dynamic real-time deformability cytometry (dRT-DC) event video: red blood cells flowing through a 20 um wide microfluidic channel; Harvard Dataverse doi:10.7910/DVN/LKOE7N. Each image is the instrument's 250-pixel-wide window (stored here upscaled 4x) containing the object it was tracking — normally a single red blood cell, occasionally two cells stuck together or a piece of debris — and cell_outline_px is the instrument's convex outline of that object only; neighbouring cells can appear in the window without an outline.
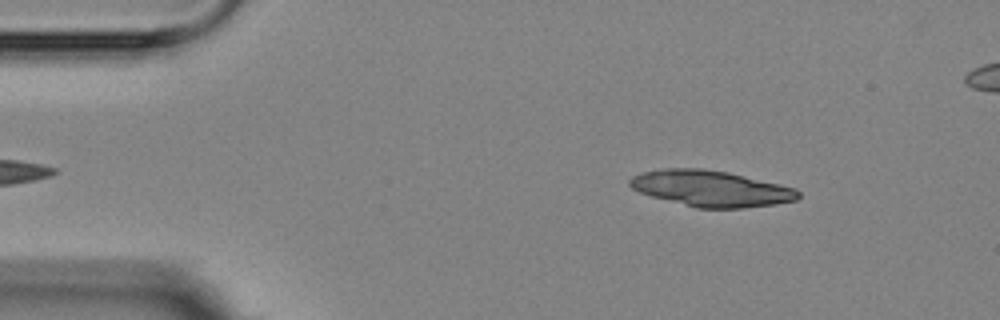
{"species": "Egyptian fruit bat (a non-hibernating species)", "species_latin": "Rousettus aegyptiacus", "temperature_condition": "room temperature", "stored_images_in_passage": 3, "camera_frame_rate_fps": 3000, "um_per_image_px": 0.085, "animal": {"sex": "female"}, "frame": {"image": 1, "passage_image": 1, "time_ms": 0.0, "image_size_px": [1000, 320], "cell_outline_px": [[800, 196], [796, 200], [776, 204], [744, 208], [696, 208], [652, 196], [640, 192], [632, 188], [628, 184], [628, 180], [632, 176], [644, 172], [664, 168], [704, 168], [728, 172], [780, 184], [796, 188], [800, 192]], "centroid_in_image_um": [60.45, 16.02], "position_along_channel_um": 24.6, "area_um2": 35.37}}